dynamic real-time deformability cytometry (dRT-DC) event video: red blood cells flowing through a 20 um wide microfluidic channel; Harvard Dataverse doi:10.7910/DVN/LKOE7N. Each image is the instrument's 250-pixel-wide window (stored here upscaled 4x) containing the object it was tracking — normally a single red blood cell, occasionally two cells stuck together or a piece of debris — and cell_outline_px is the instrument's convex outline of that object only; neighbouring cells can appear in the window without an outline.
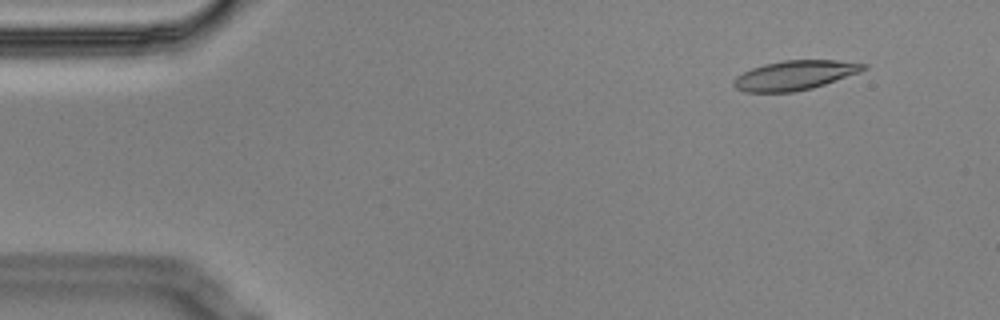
{"species": "Egyptian fruit bat (a non-hibernating species)", "species_latin": "Rousettus aegyptiacus", "temperature_condition": "cold", "stored_images_in_passage": 4, "camera_frame_rate_fps": 3000, "um_per_image_px": 0.085, "animal": {"sex": "male"}, "frame": {"image": 1, "passage_image": 2, "time_ms": 0.333, "image_size_px": [1000, 320], "cell_outline_px": [[868, 68], [860, 72], [812, 88], [796, 92], [744, 92], [736, 88], [732, 84], [732, 80], [736, 76], [752, 68], [764, 64], [784, 60], [836, 60], [868, 64]], "centroid_in_image_um": [67.55, 6.4], "position_along_channel_um": 17.5, "area_um2": 22.31}}